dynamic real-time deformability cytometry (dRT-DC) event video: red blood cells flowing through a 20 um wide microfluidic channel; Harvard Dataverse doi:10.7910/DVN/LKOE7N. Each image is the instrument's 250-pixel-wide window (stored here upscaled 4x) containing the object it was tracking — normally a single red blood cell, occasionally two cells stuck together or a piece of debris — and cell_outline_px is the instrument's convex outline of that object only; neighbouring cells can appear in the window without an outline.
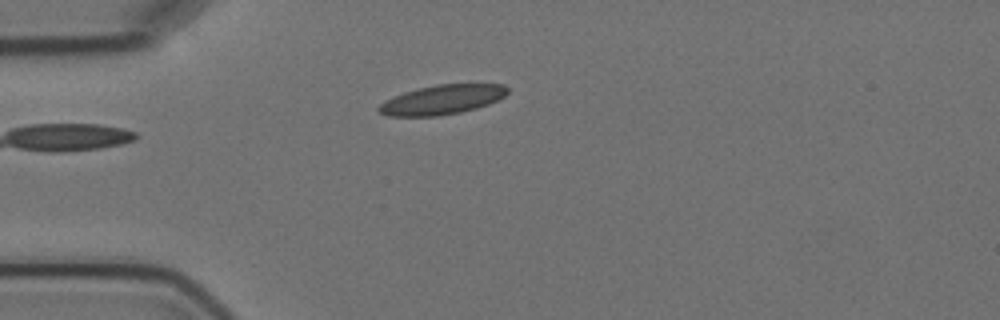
{"species": "Egyptian fruit bat (a non-hibernating species)", "species_latin": "Rousettus aegyptiacus", "temperature_condition": "cold", "stored_images_in_passage": 4, "camera_frame_rate_fps": 3000, "um_per_image_px": 0.085, "animal": {"sex": "female"}, "frame": {"image": 1, "passage_image": 4, "time_ms": 3.667, "image_size_px": [1000, 320], "cell_outline_px": [[508, 92], [504, 96], [488, 104], [476, 108], [460, 112], [436, 116], [388, 116], [380, 112], [376, 108], [384, 100], [404, 92], [436, 84], [504, 84], [508, 88]], "centroid_in_image_um": [37.56, 8.47], "position_along_channel_um": 47.4, "area_um2": 21.96}}